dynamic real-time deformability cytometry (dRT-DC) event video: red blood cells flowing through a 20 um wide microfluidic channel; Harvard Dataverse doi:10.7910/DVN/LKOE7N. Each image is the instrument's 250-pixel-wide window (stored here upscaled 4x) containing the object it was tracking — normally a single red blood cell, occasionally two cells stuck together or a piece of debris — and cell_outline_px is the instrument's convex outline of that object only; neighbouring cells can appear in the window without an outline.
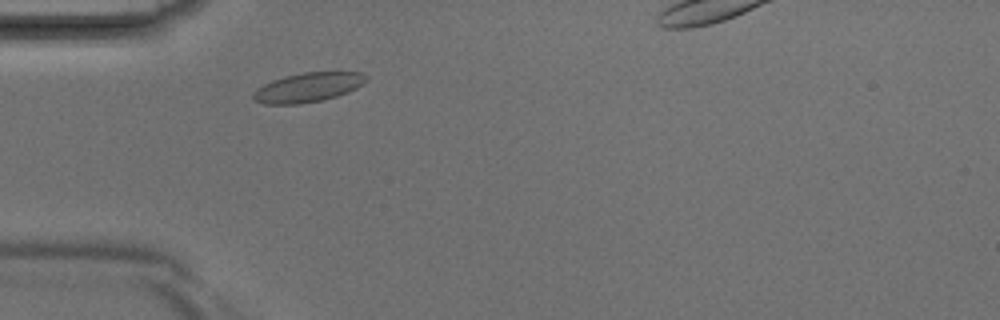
{"species": "Egyptian fruit bat (a non-hibernating species)", "species_latin": "Rousettus aegyptiacus", "temperature_condition": "room temperature", "stored_images_in_passage": 30, "camera_frame_rate_fps": 3000, "um_per_image_px": 0.085, "animal": {"sex": "male"}, "frame": {"image": 1, "passage_image": 4, "time_ms": 1.0, "image_size_px": [1000, 320], "cell_outline_px": [[368, 80], [356, 88], [348, 92], [336, 96], [320, 100], [300, 104], [264, 104], [252, 100], [252, 92], [264, 84], [272, 80], [284, 76], [304, 72], [360, 72], [368, 76]], "centroid_in_image_um": [26.16, 7.42], "position_along_channel_um": 58.8, "area_um2": 19.36}}
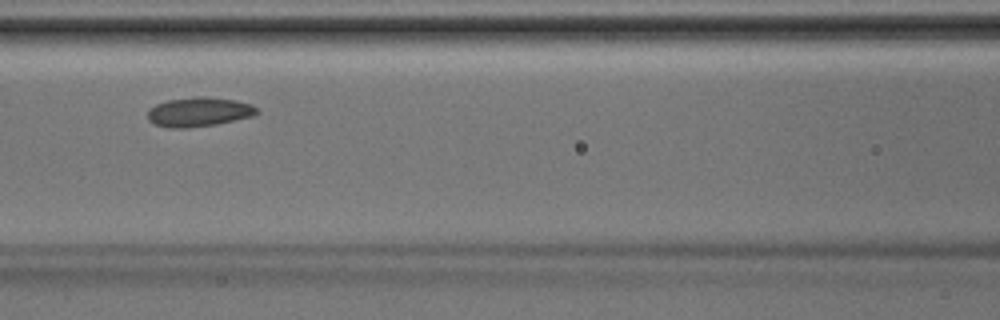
{"frame": {"image": 2, "passage_image": 10, "time_ms": 3.0, "image_size_px": [1000, 320], "cell_outline_px": [[256, 112], [252, 116], [216, 124], [188, 128], [168, 128], [156, 124], [148, 120], [148, 108], [156, 104], [168, 100], [196, 96], [204, 96], [236, 100], [252, 104], [256, 108]], "centroid_in_image_um": [16.87, 9.51], "position_along_channel_um": 149.7, "area_um2": 18.61}}
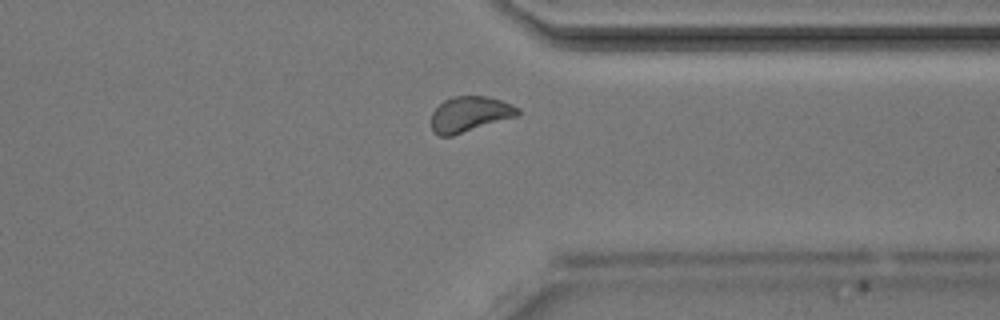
{"frame": {"image": 3, "passage_image": 24, "time_ms": 7.667, "image_size_px": [1000, 320], "cell_outline_px": [[520, 112], [516, 116], [452, 136], [440, 136], [432, 132], [432, 112], [444, 100], [452, 96], [484, 96], [500, 100], [512, 104], [520, 108]], "centroid_in_image_um": [39.91, 9.7], "position_along_channel_um": 371.5, "area_um2": 17.74}}